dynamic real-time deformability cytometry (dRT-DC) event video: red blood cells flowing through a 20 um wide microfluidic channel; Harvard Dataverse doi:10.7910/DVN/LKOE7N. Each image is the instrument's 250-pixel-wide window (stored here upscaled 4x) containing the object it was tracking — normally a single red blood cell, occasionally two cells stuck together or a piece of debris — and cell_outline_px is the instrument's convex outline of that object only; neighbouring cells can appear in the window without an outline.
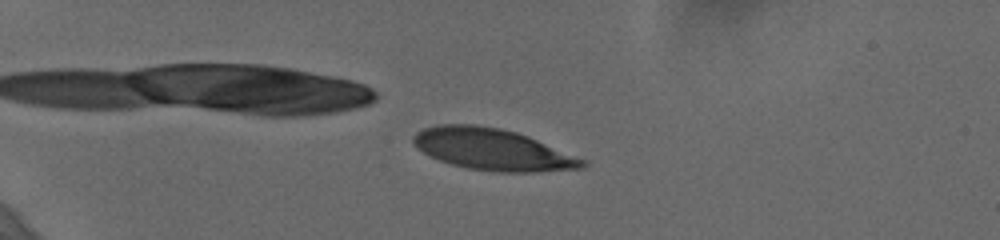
{"species": "human", "species_latin": "Homo sapiens", "temperature_condition": "cold", "stored_images_in_passage": 58, "camera_frame_rate_fps": 3000, "um_per_image_px": 0.085, "donor": {"sex": "female"}, "frame": {"image": 1, "passage_image": 16, "time_ms": 5.0, "image_size_px": [1000, 240], "cell_outline_px": [[588, 164], [584, 168], [536, 172], [500, 172], [468, 168], [452, 164], [428, 156], [416, 148], [412, 144], [412, 136], [416, 132], [424, 128], [436, 124], [476, 124], [500, 128], [516, 132], [528, 136], [588, 160]], "centroid_in_image_um": [41.87, 12.7], "position_along_channel_um": 43.1, "area_um2": 41.33}}
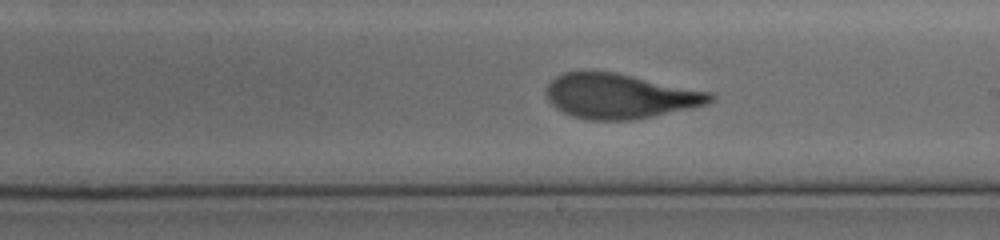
{"frame": {"image": 2, "passage_image": 37, "time_ms": 12.0, "image_size_px": [1000, 240], "cell_outline_px": [[716, 100], [692, 108], [632, 120], [588, 120], [572, 116], [556, 108], [548, 100], [544, 92], [548, 84], [556, 76], [564, 72], [584, 68], [616, 72], [712, 92], [716, 96]], "centroid_in_image_um": [52.65, 8.13], "position_along_channel_um": 236.3, "area_um2": 43.64}}
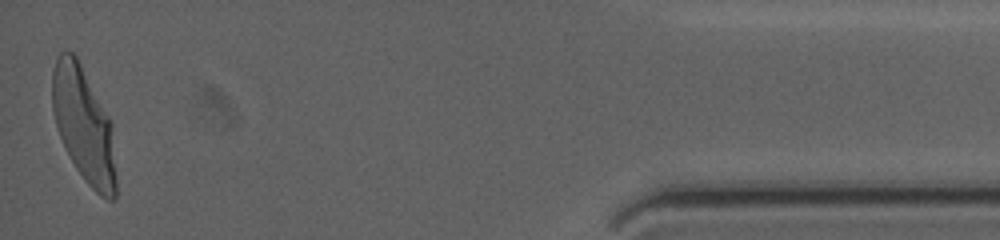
{"frame": {"image": 3, "passage_image": 58, "time_ms": 19.0, "image_size_px": [1000, 240], "cell_outline_px": [[116, 200], [108, 200], [100, 196], [84, 180], [76, 168], [60, 136], [56, 124], [52, 108], [52, 72], [56, 60], [60, 52], [72, 52], [76, 56], [112, 120], [116, 176]], "centroid_in_image_um": [7.15, 10.64], "position_along_channel_um": 428.1, "area_um2": 42.71}, "authors_computed_cell_mechanics": {"area_um2": 42.5119, "velocity_mm_per_s": 3.6445, "shape_relaxation_time_tau1_ms": 4.7629, "shape_relaxation_time_tau2_ms": null, "deformation_change_tau1": 0.2142, "deformation_change_tau2": null}}